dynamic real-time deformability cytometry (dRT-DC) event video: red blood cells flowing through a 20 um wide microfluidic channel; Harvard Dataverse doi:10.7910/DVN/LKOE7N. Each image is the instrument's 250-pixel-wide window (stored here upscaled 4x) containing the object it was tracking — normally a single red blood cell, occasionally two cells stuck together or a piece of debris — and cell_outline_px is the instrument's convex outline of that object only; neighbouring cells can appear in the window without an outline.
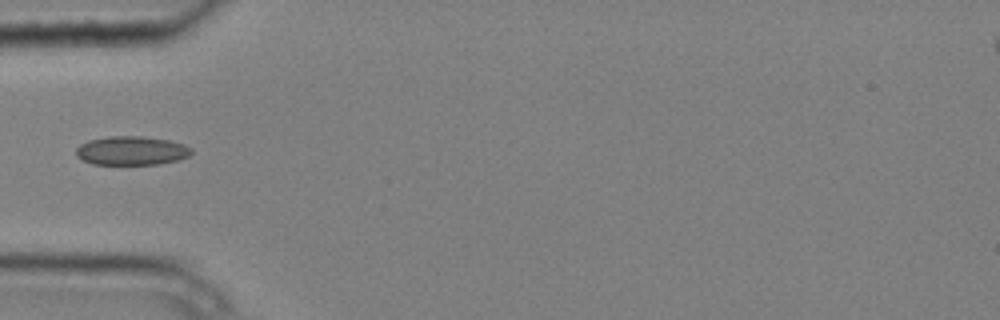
{"species": "common noctule bat (a hibernating species)", "species_latin": "Nyctalus noctula", "temperature_condition": "cold", "stored_images_in_passage": 2, "camera_frame_rate_fps": 3000, "um_per_image_px": 0.085, "animal": {"sex": "male", "body_mass_g": 20.4}, "frame": {"image": 1, "passage_image": 2, "time_ms": 0.333, "image_size_px": [1000, 320], "cell_outline_px": [[192, 152], [188, 156], [176, 160], [156, 164], [92, 164], [76, 156], [76, 148], [80, 144], [88, 140], [108, 136], [140, 136], [168, 140], [184, 144], [192, 148]], "centroid_in_image_um": [11.15, 12.8], "position_along_channel_um": 73.8, "area_um2": 19.31}}